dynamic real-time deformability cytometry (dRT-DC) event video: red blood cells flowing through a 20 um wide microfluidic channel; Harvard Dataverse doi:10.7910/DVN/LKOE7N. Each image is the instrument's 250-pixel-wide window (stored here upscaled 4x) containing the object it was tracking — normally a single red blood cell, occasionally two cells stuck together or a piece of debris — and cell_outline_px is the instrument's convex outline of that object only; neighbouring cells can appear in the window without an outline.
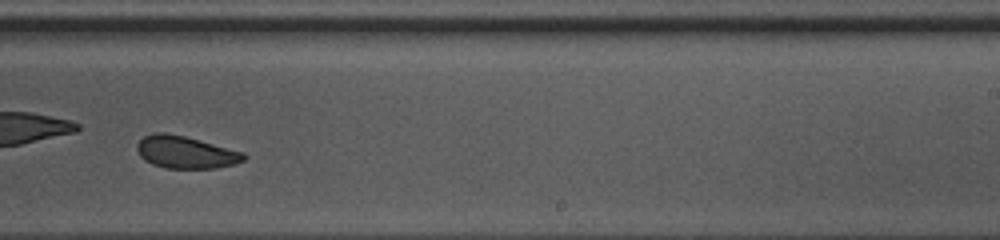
{"species": "common noctule bat (a hibernating species)", "species_latin": "Nyctalus noctula", "temperature_condition": "warm", "stored_images_in_passage": 31, "camera_frame_rate_fps": 3000, "um_per_image_px": 0.085, "animal": {"sex": "female", "body_mass_g": 10.0, "forearm_length_mm": 53.1}, "frame": {"image": 1, "passage_image": 18, "time_ms": 5.667, "image_size_px": [1000, 240], "cell_outline_px": [[248, 156], [244, 160], [232, 164], [216, 168], [164, 168], [152, 164], [144, 160], [140, 156], [136, 148], [136, 144], [144, 136], [156, 132], [164, 132], [184, 136], [244, 152]], "centroid_in_image_um": [15.75, 12.94], "position_along_channel_um": 273.2, "area_um2": 20.06}}